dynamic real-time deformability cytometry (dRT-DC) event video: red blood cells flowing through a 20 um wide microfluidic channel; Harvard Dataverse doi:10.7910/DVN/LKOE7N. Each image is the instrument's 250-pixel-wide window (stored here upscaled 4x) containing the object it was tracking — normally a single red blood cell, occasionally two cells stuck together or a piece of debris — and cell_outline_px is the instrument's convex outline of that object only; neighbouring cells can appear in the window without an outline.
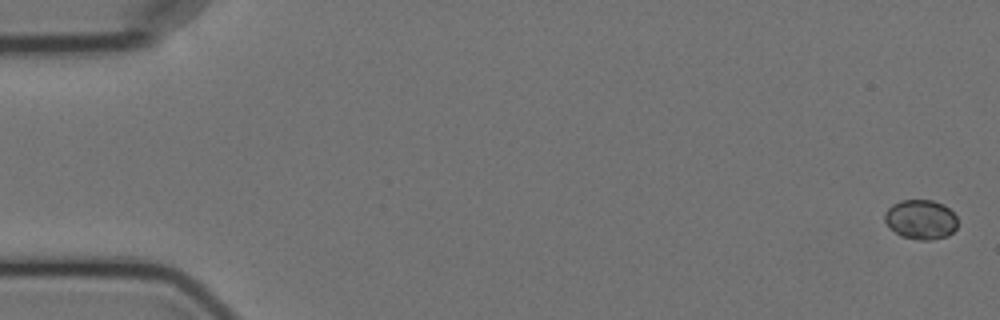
{"species": "Egyptian fruit bat (a non-hibernating species)", "species_latin": "Rousettus aegyptiacus", "temperature_condition": "cold", "stored_images_in_passage": 2, "camera_frame_rate_fps": 3000, "um_per_image_px": 0.085, "animal": {"sex": "female"}, "frame": {"image": 1, "passage_image": 2, "time_ms": 1.333, "image_size_px": [1000, 320], "cell_outline_px": [[956, 228], [948, 236], [932, 240], [920, 240], [900, 236], [884, 220], [884, 212], [892, 204], [900, 200], [932, 200], [944, 204], [956, 216]], "centroid_in_image_um": [78.26, 18.65], "position_along_channel_um": 6.7, "area_um2": 16.82}}